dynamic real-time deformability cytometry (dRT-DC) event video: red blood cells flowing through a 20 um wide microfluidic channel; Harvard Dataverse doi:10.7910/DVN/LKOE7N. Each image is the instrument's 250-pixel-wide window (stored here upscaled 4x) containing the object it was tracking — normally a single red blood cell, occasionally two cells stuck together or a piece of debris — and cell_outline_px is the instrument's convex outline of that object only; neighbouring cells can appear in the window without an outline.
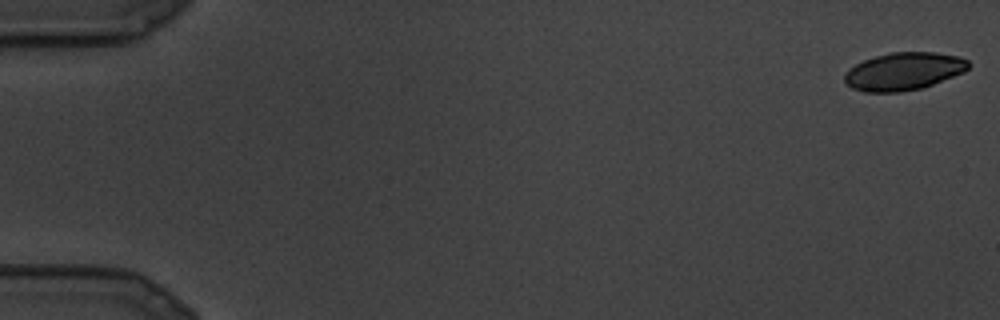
{"species": "common noctule bat (a hibernating species)", "species_latin": "Nyctalus noctula", "temperature_condition": "cold", "stored_images_in_passage": 16, "camera_frame_rate_fps": 3000, "um_per_image_px": 0.085, "animal": {"sex": "male", "body_mass_g": 19.5, "forearm_length_mm": 54.6}, "frame": {"image": 1, "passage_image": 1, "time_ms": 0.0, "image_size_px": [1000, 320], "cell_outline_px": [[968, 68], [964, 72], [924, 88], [900, 92], [864, 92], [852, 88], [844, 84], [844, 76], [848, 68], [864, 60], [888, 52], [936, 52], [960, 56], [968, 60]], "centroid_in_image_um": [76.8, 6.07], "position_along_channel_um": 8.2, "area_um2": 27.51}}
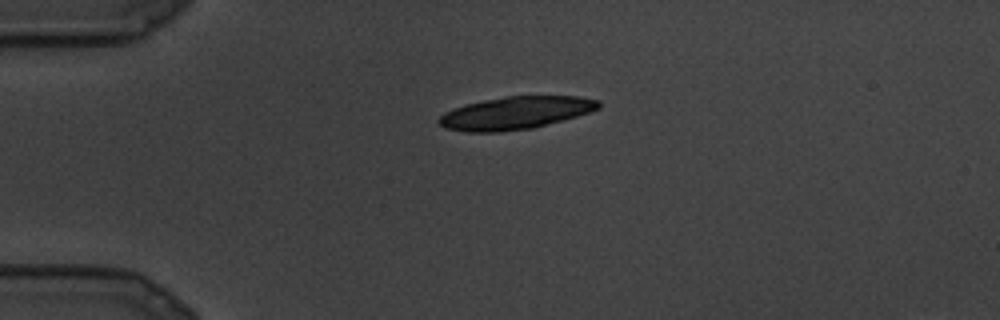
{"frame": {"image": 2, "passage_image": 7, "time_ms": 2.0, "image_size_px": [1000, 320], "cell_outline_px": [[600, 108], [564, 120], [532, 128], [500, 132], [464, 132], [444, 128], [436, 120], [444, 112], [452, 108], [464, 104], [504, 96], [580, 96], [600, 100]], "centroid_in_image_um": [43.78, 9.6], "position_along_channel_um": 41.2, "area_um2": 30.63}}